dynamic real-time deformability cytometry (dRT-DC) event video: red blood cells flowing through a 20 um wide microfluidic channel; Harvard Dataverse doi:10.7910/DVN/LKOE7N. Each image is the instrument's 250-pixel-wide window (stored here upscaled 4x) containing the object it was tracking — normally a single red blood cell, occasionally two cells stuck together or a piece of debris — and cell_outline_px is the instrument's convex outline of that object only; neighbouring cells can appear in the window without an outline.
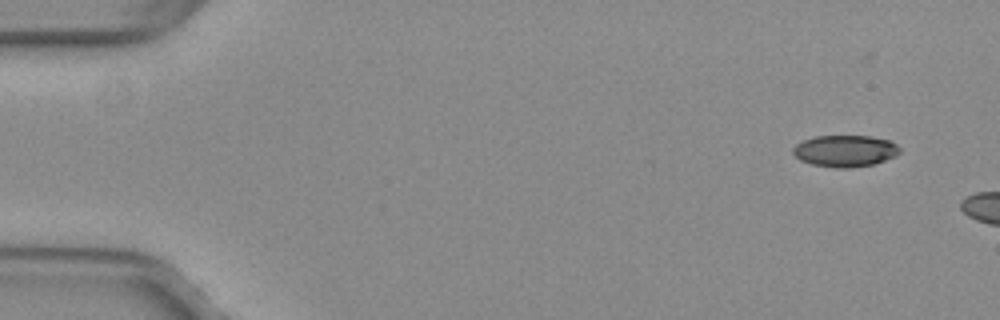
{"species": "common noctule bat (a hibernating species)", "species_latin": "Nyctalus noctula", "temperature_condition": "warm", "stored_images_in_passage": 13, "camera_frame_rate_fps": 3000, "um_per_image_px": 0.085, "animal": {"sex": "female", "body_mass_g": 29.2, "forearm_length_mm": 56.3}, "frame": {"image": 1, "passage_image": 1, "time_ms": 0.0, "image_size_px": [1000, 320], "cell_outline_px": [[900, 152], [896, 156], [872, 164], [848, 168], [840, 168], [812, 164], [800, 160], [792, 152], [792, 148], [796, 144], [804, 140], [816, 136], [872, 136], [892, 140], [900, 148]], "centroid_in_image_um": [71.85, 12.81], "position_along_channel_um": 13.1, "area_um2": 19.65}}